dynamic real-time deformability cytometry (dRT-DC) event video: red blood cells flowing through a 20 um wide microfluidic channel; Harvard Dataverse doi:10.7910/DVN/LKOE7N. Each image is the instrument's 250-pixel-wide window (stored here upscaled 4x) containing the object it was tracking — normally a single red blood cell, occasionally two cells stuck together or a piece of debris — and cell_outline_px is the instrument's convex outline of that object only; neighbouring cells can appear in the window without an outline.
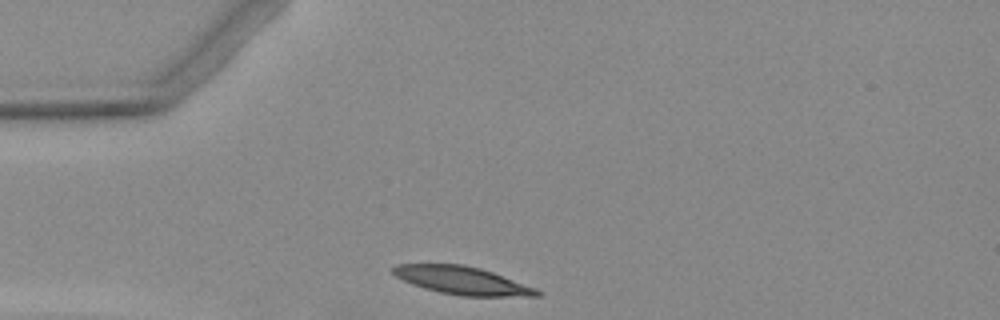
{"species": "Egyptian fruit bat (a non-hibernating species)", "species_latin": "Rousettus aegyptiacus", "temperature_condition": "warm", "stored_images_in_passage": 3, "camera_frame_rate_fps": 3000, "um_per_image_px": 0.085, "animal": {"sex": "female"}, "frame": {"image": 1, "passage_image": 1, "time_ms": 0.0, "image_size_px": [1000, 320], "cell_outline_px": [[544, 296], [460, 296], [440, 292], [424, 288], [412, 284], [396, 276], [392, 272], [392, 268], [396, 264], [460, 264], [480, 268], [492, 272], [536, 288], [544, 292]], "centroid_in_image_um": [39.32, 23.85], "position_along_channel_um": 45.7, "area_um2": 23.35}}
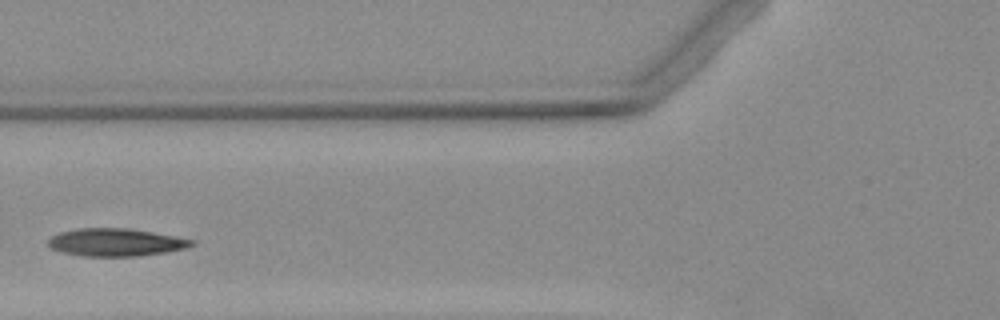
{"frame": {"image": 2, "passage_image": 3, "time_ms": 2.333, "image_size_px": [1000, 320], "cell_outline_px": [[196, 244], [188, 248], [168, 252], [140, 256], [84, 256], [64, 252], [52, 248], [48, 244], [48, 240], [52, 236], [60, 232], [80, 228], [128, 228], [152, 232], [196, 240]], "centroid_in_image_um": [9.91, 20.6], "position_along_channel_um": 115.9, "area_um2": 23.18}}